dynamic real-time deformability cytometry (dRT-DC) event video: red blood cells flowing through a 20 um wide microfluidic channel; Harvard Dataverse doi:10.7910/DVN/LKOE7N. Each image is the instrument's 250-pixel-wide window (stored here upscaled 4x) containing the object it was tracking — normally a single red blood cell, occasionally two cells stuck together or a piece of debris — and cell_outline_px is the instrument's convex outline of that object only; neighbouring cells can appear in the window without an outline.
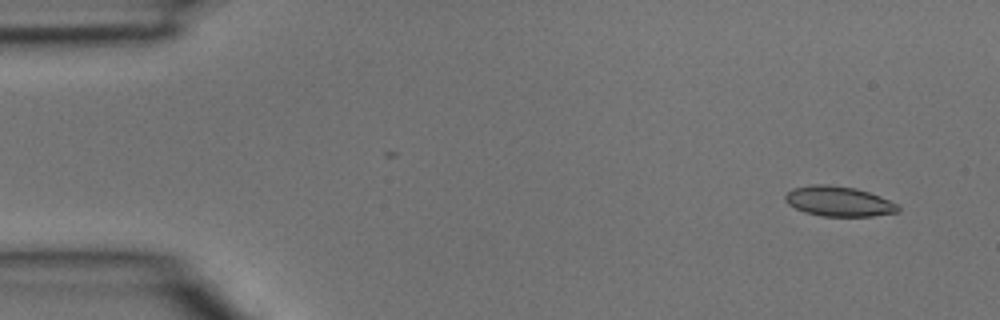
{"species": "common noctule bat (a hibernating species)", "species_latin": "Nyctalus noctula", "temperature_condition": "room temperature", "stored_images_in_passage": 3, "camera_frame_rate_fps": 3000, "um_per_image_px": 0.085, "animal": {"sex": "male", "body_mass_g": 15.6}, "frame": {"image": 1, "passage_image": 1, "time_ms": 0.0, "image_size_px": [1000, 320], "cell_outline_px": [[900, 212], [872, 216], [820, 216], [804, 212], [788, 204], [784, 200], [784, 196], [792, 188], [812, 184], [828, 184], [856, 188], [880, 196], [900, 204]], "centroid_in_image_um": [71.31, 17.11], "position_along_channel_um": 13.7, "area_um2": 20.0}}